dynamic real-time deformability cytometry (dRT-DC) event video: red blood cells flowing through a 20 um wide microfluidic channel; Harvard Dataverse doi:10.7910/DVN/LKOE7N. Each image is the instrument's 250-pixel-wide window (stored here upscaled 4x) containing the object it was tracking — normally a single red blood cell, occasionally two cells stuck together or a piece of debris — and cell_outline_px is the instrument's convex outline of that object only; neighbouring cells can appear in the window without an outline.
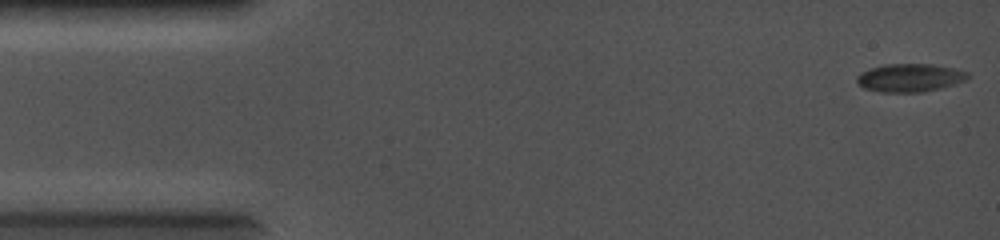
{"species": "common noctule bat (a hibernating species)", "species_latin": "Nyctalus noctula", "temperature_condition": "cold", "stored_images_in_passage": 65, "camera_frame_rate_fps": 5000, "um_per_image_px": 0.085, "animal": {"sex": "female", "body_mass_g": 19.0, "forearm_length_mm": 56.7}, "frame": {"image": 1, "passage_image": 1, "time_ms": 0.0, "image_size_px": [1000, 240], "cell_outline_px": [[972, 76], [968, 80], [956, 84], [940, 88], [920, 92], [880, 92], [864, 88], [856, 80], [856, 76], [860, 72], [868, 68], [884, 64], [932, 64], [952, 68], [968, 72]], "centroid_in_image_um": [77.35, 6.6], "position_along_channel_um": 7.7, "area_um2": 18.38}}
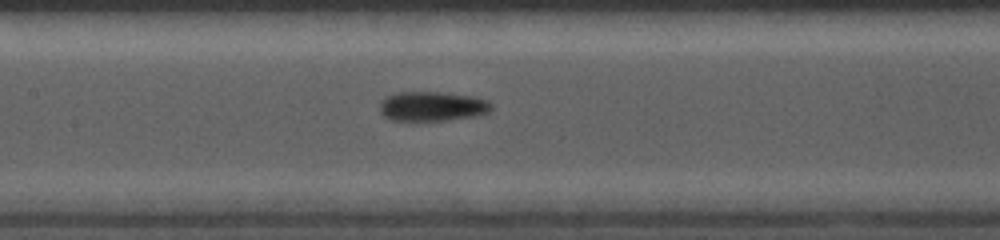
{"frame": {"image": 2, "passage_image": 30, "time_ms": 5.8, "image_size_px": [1000, 240], "cell_outline_px": [[492, 108], [488, 112], [476, 116], [448, 120], [392, 120], [384, 116], [380, 112], [380, 100], [384, 96], [396, 92], [440, 92], [476, 96], [488, 100], [492, 104]], "centroid_in_image_um": [36.74, 9.02], "position_along_channel_um": 170.7, "area_um2": 19.48}}
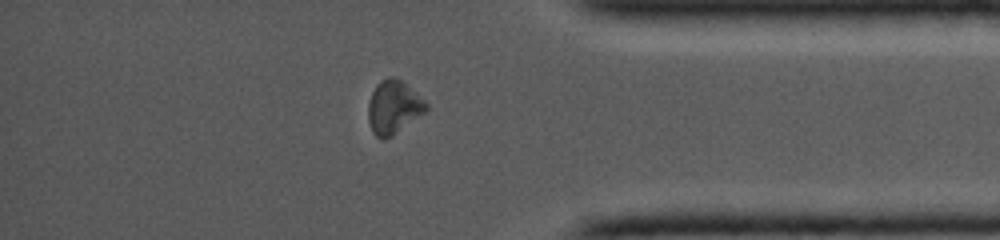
{"frame": {"image": 3, "passage_image": 55, "time_ms": 10.8, "image_size_px": [1000, 240], "cell_outline_px": [[428, 108], [424, 112], [392, 136], [384, 140], [380, 140], [372, 132], [368, 120], [368, 104], [372, 92], [376, 84], [380, 80], [388, 76], [392, 76], [400, 80], [424, 100], [428, 104]], "centroid_in_image_um": [33.41, 9.12], "position_along_channel_um": 401.8, "area_um2": 17.86}}